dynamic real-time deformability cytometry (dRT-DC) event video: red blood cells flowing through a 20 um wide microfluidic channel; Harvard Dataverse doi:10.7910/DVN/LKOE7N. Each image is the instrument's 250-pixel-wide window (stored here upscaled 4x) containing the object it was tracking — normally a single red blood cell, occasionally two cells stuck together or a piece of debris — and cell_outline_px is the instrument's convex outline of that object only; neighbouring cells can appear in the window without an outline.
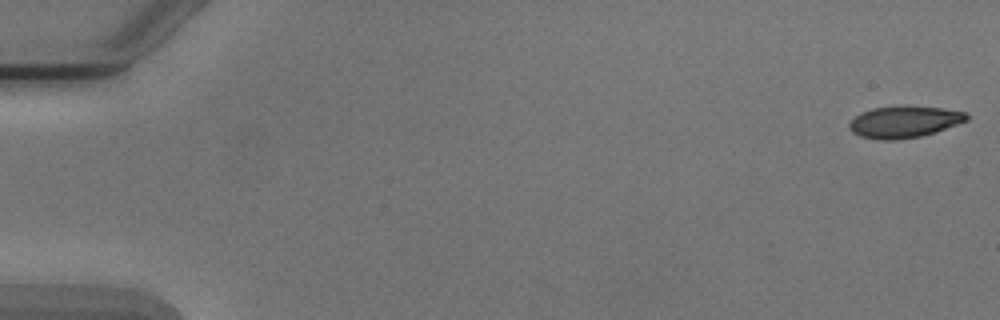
{"species": "Egyptian fruit bat (a non-hibernating species)", "species_latin": "Rousettus aegyptiacus", "temperature_condition": "cold", "stored_images_in_passage": 5, "camera_frame_rate_fps": 3000, "um_per_image_px": 0.085, "animal": {"sex": "male"}, "frame": {"image": 1, "passage_image": 1, "time_ms": 0.0, "image_size_px": [1000, 320], "cell_outline_px": [[968, 120], [936, 132], [920, 136], [896, 140], [880, 140], [860, 136], [852, 132], [848, 124], [860, 112], [872, 108], [904, 104], [940, 108], [964, 112], [968, 116]], "centroid_in_image_um": [76.83, 10.34], "position_along_channel_um": 8.2, "area_um2": 21.91}}
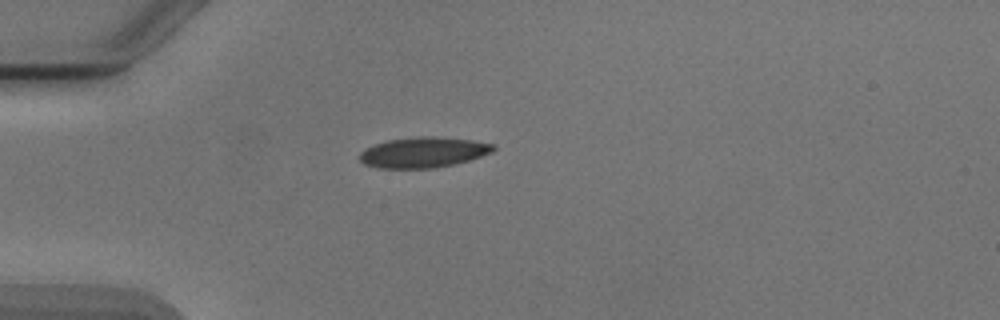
{"frame": {"image": 2, "passage_image": 5, "time_ms": 4.667, "image_size_px": [1000, 320], "cell_outline_px": [[496, 148], [492, 152], [468, 160], [436, 168], [376, 168], [364, 164], [360, 160], [360, 152], [364, 148], [388, 140], [420, 136], [436, 136], [472, 140], [496, 144]], "centroid_in_image_um": [35.98, 12.94], "position_along_channel_um": 49.0, "area_um2": 23.76}}